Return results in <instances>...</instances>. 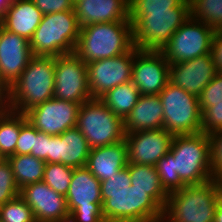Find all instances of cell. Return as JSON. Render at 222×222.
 <instances>
[{
	"label": "cell",
	"mask_w": 222,
	"mask_h": 222,
	"mask_svg": "<svg viewBox=\"0 0 222 222\" xmlns=\"http://www.w3.org/2000/svg\"><path fill=\"white\" fill-rule=\"evenodd\" d=\"M170 152L174 156V191L213 179L210 135H174Z\"/></svg>",
	"instance_id": "cell-1"
},
{
	"label": "cell",
	"mask_w": 222,
	"mask_h": 222,
	"mask_svg": "<svg viewBox=\"0 0 222 222\" xmlns=\"http://www.w3.org/2000/svg\"><path fill=\"white\" fill-rule=\"evenodd\" d=\"M222 181L211 179L169 193L163 208L168 222H214Z\"/></svg>",
	"instance_id": "cell-2"
},
{
	"label": "cell",
	"mask_w": 222,
	"mask_h": 222,
	"mask_svg": "<svg viewBox=\"0 0 222 222\" xmlns=\"http://www.w3.org/2000/svg\"><path fill=\"white\" fill-rule=\"evenodd\" d=\"M55 56H33L8 89V108L25 113L54 97Z\"/></svg>",
	"instance_id": "cell-3"
},
{
	"label": "cell",
	"mask_w": 222,
	"mask_h": 222,
	"mask_svg": "<svg viewBox=\"0 0 222 222\" xmlns=\"http://www.w3.org/2000/svg\"><path fill=\"white\" fill-rule=\"evenodd\" d=\"M133 47L130 21L109 22L81 27L74 52L87 64L120 56Z\"/></svg>",
	"instance_id": "cell-4"
},
{
	"label": "cell",
	"mask_w": 222,
	"mask_h": 222,
	"mask_svg": "<svg viewBox=\"0 0 222 222\" xmlns=\"http://www.w3.org/2000/svg\"><path fill=\"white\" fill-rule=\"evenodd\" d=\"M80 26L75 10L43 15L30 42L33 56H60L75 50Z\"/></svg>",
	"instance_id": "cell-5"
},
{
	"label": "cell",
	"mask_w": 222,
	"mask_h": 222,
	"mask_svg": "<svg viewBox=\"0 0 222 222\" xmlns=\"http://www.w3.org/2000/svg\"><path fill=\"white\" fill-rule=\"evenodd\" d=\"M189 18V0H183L171 12H149V15H141L132 24L134 46L139 50L160 51Z\"/></svg>",
	"instance_id": "cell-6"
},
{
	"label": "cell",
	"mask_w": 222,
	"mask_h": 222,
	"mask_svg": "<svg viewBox=\"0 0 222 222\" xmlns=\"http://www.w3.org/2000/svg\"><path fill=\"white\" fill-rule=\"evenodd\" d=\"M76 127L91 149L125 140L123 119L113 114L100 99L92 98L80 105Z\"/></svg>",
	"instance_id": "cell-7"
},
{
	"label": "cell",
	"mask_w": 222,
	"mask_h": 222,
	"mask_svg": "<svg viewBox=\"0 0 222 222\" xmlns=\"http://www.w3.org/2000/svg\"><path fill=\"white\" fill-rule=\"evenodd\" d=\"M164 108V129L173 135L201 132L202 112L198 97L168 82L158 94Z\"/></svg>",
	"instance_id": "cell-8"
},
{
	"label": "cell",
	"mask_w": 222,
	"mask_h": 222,
	"mask_svg": "<svg viewBox=\"0 0 222 222\" xmlns=\"http://www.w3.org/2000/svg\"><path fill=\"white\" fill-rule=\"evenodd\" d=\"M65 197L70 216L77 222H106L102 212L101 182L86 166L73 169Z\"/></svg>",
	"instance_id": "cell-9"
},
{
	"label": "cell",
	"mask_w": 222,
	"mask_h": 222,
	"mask_svg": "<svg viewBox=\"0 0 222 222\" xmlns=\"http://www.w3.org/2000/svg\"><path fill=\"white\" fill-rule=\"evenodd\" d=\"M214 32L215 30L207 24L190 17L171 36L160 52L169 64L210 54Z\"/></svg>",
	"instance_id": "cell-10"
},
{
	"label": "cell",
	"mask_w": 222,
	"mask_h": 222,
	"mask_svg": "<svg viewBox=\"0 0 222 222\" xmlns=\"http://www.w3.org/2000/svg\"><path fill=\"white\" fill-rule=\"evenodd\" d=\"M54 98L83 104L92 99L86 63L75 53L55 57Z\"/></svg>",
	"instance_id": "cell-11"
},
{
	"label": "cell",
	"mask_w": 222,
	"mask_h": 222,
	"mask_svg": "<svg viewBox=\"0 0 222 222\" xmlns=\"http://www.w3.org/2000/svg\"><path fill=\"white\" fill-rule=\"evenodd\" d=\"M134 47L120 56L87 63L88 86L91 97L100 99L110 89L132 79Z\"/></svg>",
	"instance_id": "cell-12"
},
{
	"label": "cell",
	"mask_w": 222,
	"mask_h": 222,
	"mask_svg": "<svg viewBox=\"0 0 222 222\" xmlns=\"http://www.w3.org/2000/svg\"><path fill=\"white\" fill-rule=\"evenodd\" d=\"M80 104L51 98L25 112L27 121L38 131L55 136L76 127Z\"/></svg>",
	"instance_id": "cell-13"
},
{
	"label": "cell",
	"mask_w": 222,
	"mask_h": 222,
	"mask_svg": "<svg viewBox=\"0 0 222 222\" xmlns=\"http://www.w3.org/2000/svg\"><path fill=\"white\" fill-rule=\"evenodd\" d=\"M131 82L141 95H158L169 82V63L164 55L134 46Z\"/></svg>",
	"instance_id": "cell-14"
},
{
	"label": "cell",
	"mask_w": 222,
	"mask_h": 222,
	"mask_svg": "<svg viewBox=\"0 0 222 222\" xmlns=\"http://www.w3.org/2000/svg\"><path fill=\"white\" fill-rule=\"evenodd\" d=\"M174 135L164 128L126 133L128 163L156 166L171 148Z\"/></svg>",
	"instance_id": "cell-15"
},
{
	"label": "cell",
	"mask_w": 222,
	"mask_h": 222,
	"mask_svg": "<svg viewBox=\"0 0 222 222\" xmlns=\"http://www.w3.org/2000/svg\"><path fill=\"white\" fill-rule=\"evenodd\" d=\"M33 57L30 42L0 25V81L9 89Z\"/></svg>",
	"instance_id": "cell-16"
},
{
	"label": "cell",
	"mask_w": 222,
	"mask_h": 222,
	"mask_svg": "<svg viewBox=\"0 0 222 222\" xmlns=\"http://www.w3.org/2000/svg\"><path fill=\"white\" fill-rule=\"evenodd\" d=\"M19 195L31 207L36 222H59L70 215L66 197L43 181L26 185Z\"/></svg>",
	"instance_id": "cell-17"
},
{
	"label": "cell",
	"mask_w": 222,
	"mask_h": 222,
	"mask_svg": "<svg viewBox=\"0 0 222 222\" xmlns=\"http://www.w3.org/2000/svg\"><path fill=\"white\" fill-rule=\"evenodd\" d=\"M216 74L211 53L192 60L169 64V82L197 97Z\"/></svg>",
	"instance_id": "cell-18"
},
{
	"label": "cell",
	"mask_w": 222,
	"mask_h": 222,
	"mask_svg": "<svg viewBox=\"0 0 222 222\" xmlns=\"http://www.w3.org/2000/svg\"><path fill=\"white\" fill-rule=\"evenodd\" d=\"M129 163L101 182L102 212L106 222H128Z\"/></svg>",
	"instance_id": "cell-19"
},
{
	"label": "cell",
	"mask_w": 222,
	"mask_h": 222,
	"mask_svg": "<svg viewBox=\"0 0 222 222\" xmlns=\"http://www.w3.org/2000/svg\"><path fill=\"white\" fill-rule=\"evenodd\" d=\"M90 149L77 127L67 129L60 135H50L49 163H61L72 168L84 167Z\"/></svg>",
	"instance_id": "cell-20"
},
{
	"label": "cell",
	"mask_w": 222,
	"mask_h": 222,
	"mask_svg": "<svg viewBox=\"0 0 222 222\" xmlns=\"http://www.w3.org/2000/svg\"><path fill=\"white\" fill-rule=\"evenodd\" d=\"M74 10L80 27L129 21V0H76Z\"/></svg>",
	"instance_id": "cell-21"
},
{
	"label": "cell",
	"mask_w": 222,
	"mask_h": 222,
	"mask_svg": "<svg viewBox=\"0 0 222 222\" xmlns=\"http://www.w3.org/2000/svg\"><path fill=\"white\" fill-rule=\"evenodd\" d=\"M128 165V146L125 140L108 146L90 149L86 167L100 181L111 176Z\"/></svg>",
	"instance_id": "cell-22"
},
{
	"label": "cell",
	"mask_w": 222,
	"mask_h": 222,
	"mask_svg": "<svg viewBox=\"0 0 222 222\" xmlns=\"http://www.w3.org/2000/svg\"><path fill=\"white\" fill-rule=\"evenodd\" d=\"M42 17V12L32 0H12L0 20V25L7 31L30 41Z\"/></svg>",
	"instance_id": "cell-23"
},
{
	"label": "cell",
	"mask_w": 222,
	"mask_h": 222,
	"mask_svg": "<svg viewBox=\"0 0 222 222\" xmlns=\"http://www.w3.org/2000/svg\"><path fill=\"white\" fill-rule=\"evenodd\" d=\"M164 108L159 95H140L138 102L125 117V133L164 128Z\"/></svg>",
	"instance_id": "cell-24"
},
{
	"label": "cell",
	"mask_w": 222,
	"mask_h": 222,
	"mask_svg": "<svg viewBox=\"0 0 222 222\" xmlns=\"http://www.w3.org/2000/svg\"><path fill=\"white\" fill-rule=\"evenodd\" d=\"M131 189L144 190L162 208H164L168 193L163 188L156 166L129 164Z\"/></svg>",
	"instance_id": "cell-25"
},
{
	"label": "cell",
	"mask_w": 222,
	"mask_h": 222,
	"mask_svg": "<svg viewBox=\"0 0 222 222\" xmlns=\"http://www.w3.org/2000/svg\"><path fill=\"white\" fill-rule=\"evenodd\" d=\"M128 222H152L163 217V208L144 190H128Z\"/></svg>",
	"instance_id": "cell-26"
},
{
	"label": "cell",
	"mask_w": 222,
	"mask_h": 222,
	"mask_svg": "<svg viewBox=\"0 0 222 222\" xmlns=\"http://www.w3.org/2000/svg\"><path fill=\"white\" fill-rule=\"evenodd\" d=\"M12 172L19 189L26 185L41 182L43 180L46 162L31 154L9 156Z\"/></svg>",
	"instance_id": "cell-27"
},
{
	"label": "cell",
	"mask_w": 222,
	"mask_h": 222,
	"mask_svg": "<svg viewBox=\"0 0 222 222\" xmlns=\"http://www.w3.org/2000/svg\"><path fill=\"white\" fill-rule=\"evenodd\" d=\"M140 95L138 88L130 81L110 89L100 100L113 114L124 120L138 102Z\"/></svg>",
	"instance_id": "cell-28"
},
{
	"label": "cell",
	"mask_w": 222,
	"mask_h": 222,
	"mask_svg": "<svg viewBox=\"0 0 222 222\" xmlns=\"http://www.w3.org/2000/svg\"><path fill=\"white\" fill-rule=\"evenodd\" d=\"M20 134V113L9 108L0 111V155L7 159L16 154Z\"/></svg>",
	"instance_id": "cell-29"
},
{
	"label": "cell",
	"mask_w": 222,
	"mask_h": 222,
	"mask_svg": "<svg viewBox=\"0 0 222 222\" xmlns=\"http://www.w3.org/2000/svg\"><path fill=\"white\" fill-rule=\"evenodd\" d=\"M190 17L214 30L222 29V0H189Z\"/></svg>",
	"instance_id": "cell-30"
},
{
	"label": "cell",
	"mask_w": 222,
	"mask_h": 222,
	"mask_svg": "<svg viewBox=\"0 0 222 222\" xmlns=\"http://www.w3.org/2000/svg\"><path fill=\"white\" fill-rule=\"evenodd\" d=\"M73 169L61 163H46L42 181L57 193L66 196Z\"/></svg>",
	"instance_id": "cell-31"
},
{
	"label": "cell",
	"mask_w": 222,
	"mask_h": 222,
	"mask_svg": "<svg viewBox=\"0 0 222 222\" xmlns=\"http://www.w3.org/2000/svg\"><path fill=\"white\" fill-rule=\"evenodd\" d=\"M183 0H129V21L133 24L149 12H171Z\"/></svg>",
	"instance_id": "cell-32"
},
{
	"label": "cell",
	"mask_w": 222,
	"mask_h": 222,
	"mask_svg": "<svg viewBox=\"0 0 222 222\" xmlns=\"http://www.w3.org/2000/svg\"><path fill=\"white\" fill-rule=\"evenodd\" d=\"M0 220L2 222H36L31 207L20 195L0 205Z\"/></svg>",
	"instance_id": "cell-33"
},
{
	"label": "cell",
	"mask_w": 222,
	"mask_h": 222,
	"mask_svg": "<svg viewBox=\"0 0 222 222\" xmlns=\"http://www.w3.org/2000/svg\"><path fill=\"white\" fill-rule=\"evenodd\" d=\"M20 189L16 184L11 164L8 159L0 161V205L19 196Z\"/></svg>",
	"instance_id": "cell-34"
},
{
	"label": "cell",
	"mask_w": 222,
	"mask_h": 222,
	"mask_svg": "<svg viewBox=\"0 0 222 222\" xmlns=\"http://www.w3.org/2000/svg\"><path fill=\"white\" fill-rule=\"evenodd\" d=\"M37 129L27 121L25 113H20V134L16 144V154H31Z\"/></svg>",
	"instance_id": "cell-35"
},
{
	"label": "cell",
	"mask_w": 222,
	"mask_h": 222,
	"mask_svg": "<svg viewBox=\"0 0 222 222\" xmlns=\"http://www.w3.org/2000/svg\"><path fill=\"white\" fill-rule=\"evenodd\" d=\"M220 130H222V101L212 102V106L202 112L201 132L211 135Z\"/></svg>",
	"instance_id": "cell-36"
},
{
	"label": "cell",
	"mask_w": 222,
	"mask_h": 222,
	"mask_svg": "<svg viewBox=\"0 0 222 222\" xmlns=\"http://www.w3.org/2000/svg\"><path fill=\"white\" fill-rule=\"evenodd\" d=\"M201 112L212 106V102L222 101V73H217L198 96Z\"/></svg>",
	"instance_id": "cell-37"
},
{
	"label": "cell",
	"mask_w": 222,
	"mask_h": 222,
	"mask_svg": "<svg viewBox=\"0 0 222 222\" xmlns=\"http://www.w3.org/2000/svg\"><path fill=\"white\" fill-rule=\"evenodd\" d=\"M174 156L169 151L164 157H162L156 164V169L160 177V182L169 194L174 192Z\"/></svg>",
	"instance_id": "cell-38"
},
{
	"label": "cell",
	"mask_w": 222,
	"mask_h": 222,
	"mask_svg": "<svg viewBox=\"0 0 222 222\" xmlns=\"http://www.w3.org/2000/svg\"><path fill=\"white\" fill-rule=\"evenodd\" d=\"M213 178L222 181V130L210 135Z\"/></svg>",
	"instance_id": "cell-39"
},
{
	"label": "cell",
	"mask_w": 222,
	"mask_h": 222,
	"mask_svg": "<svg viewBox=\"0 0 222 222\" xmlns=\"http://www.w3.org/2000/svg\"><path fill=\"white\" fill-rule=\"evenodd\" d=\"M43 15L74 10L73 0H32Z\"/></svg>",
	"instance_id": "cell-40"
},
{
	"label": "cell",
	"mask_w": 222,
	"mask_h": 222,
	"mask_svg": "<svg viewBox=\"0 0 222 222\" xmlns=\"http://www.w3.org/2000/svg\"><path fill=\"white\" fill-rule=\"evenodd\" d=\"M49 142L50 135L37 130V135L34 138L31 155L44 160L46 163H49Z\"/></svg>",
	"instance_id": "cell-41"
},
{
	"label": "cell",
	"mask_w": 222,
	"mask_h": 222,
	"mask_svg": "<svg viewBox=\"0 0 222 222\" xmlns=\"http://www.w3.org/2000/svg\"><path fill=\"white\" fill-rule=\"evenodd\" d=\"M210 53L217 73H222V29L215 30Z\"/></svg>",
	"instance_id": "cell-42"
},
{
	"label": "cell",
	"mask_w": 222,
	"mask_h": 222,
	"mask_svg": "<svg viewBox=\"0 0 222 222\" xmlns=\"http://www.w3.org/2000/svg\"><path fill=\"white\" fill-rule=\"evenodd\" d=\"M8 108V89L0 81V111Z\"/></svg>",
	"instance_id": "cell-43"
},
{
	"label": "cell",
	"mask_w": 222,
	"mask_h": 222,
	"mask_svg": "<svg viewBox=\"0 0 222 222\" xmlns=\"http://www.w3.org/2000/svg\"><path fill=\"white\" fill-rule=\"evenodd\" d=\"M214 222H222V189L220 191V198L214 213Z\"/></svg>",
	"instance_id": "cell-44"
},
{
	"label": "cell",
	"mask_w": 222,
	"mask_h": 222,
	"mask_svg": "<svg viewBox=\"0 0 222 222\" xmlns=\"http://www.w3.org/2000/svg\"><path fill=\"white\" fill-rule=\"evenodd\" d=\"M12 0H0V20L4 17L6 9L10 6Z\"/></svg>",
	"instance_id": "cell-45"
},
{
	"label": "cell",
	"mask_w": 222,
	"mask_h": 222,
	"mask_svg": "<svg viewBox=\"0 0 222 222\" xmlns=\"http://www.w3.org/2000/svg\"><path fill=\"white\" fill-rule=\"evenodd\" d=\"M59 222H77L73 217H71L70 215L66 216L64 219H62Z\"/></svg>",
	"instance_id": "cell-46"
},
{
	"label": "cell",
	"mask_w": 222,
	"mask_h": 222,
	"mask_svg": "<svg viewBox=\"0 0 222 222\" xmlns=\"http://www.w3.org/2000/svg\"><path fill=\"white\" fill-rule=\"evenodd\" d=\"M154 222H168L165 218L160 217L158 219H155Z\"/></svg>",
	"instance_id": "cell-47"
}]
</instances>
